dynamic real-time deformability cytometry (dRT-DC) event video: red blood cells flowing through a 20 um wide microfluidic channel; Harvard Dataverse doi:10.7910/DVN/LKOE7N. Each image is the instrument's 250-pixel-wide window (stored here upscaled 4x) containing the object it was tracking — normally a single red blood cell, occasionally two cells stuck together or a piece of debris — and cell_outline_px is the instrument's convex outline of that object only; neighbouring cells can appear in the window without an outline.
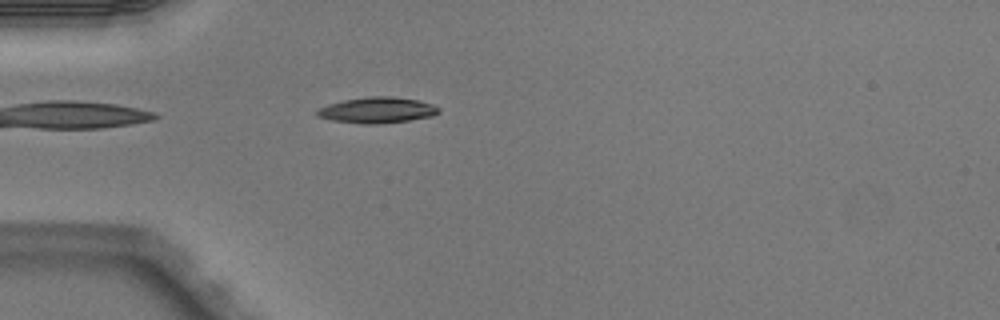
{"species": "Egyptian fruit bat (a non-hibernating species)", "species_latin": "Rousettus aegyptiacus", "temperature_condition": "warm", "stored_images_in_passage": 1, "camera_frame_rate_fps": 3000, "um_per_image_px": 0.085, "animal": {"sex": "male"}, "frame": {"image": 1, "passage_image": 1, "time_ms": 0.0, "image_size_px": [1000, 320], "cell_outline_px": [[440, 112], [432, 116], [408, 120], [376, 124], [364, 124], [332, 120], [316, 116], [316, 112], [320, 108], [328, 104], [344, 100], [368, 96], [392, 96], [420, 100], [432, 104], [440, 108]], "centroid_in_image_um": [32.08, 9.35], "position_along_channel_um": 52.9, "area_um2": 18.32}}